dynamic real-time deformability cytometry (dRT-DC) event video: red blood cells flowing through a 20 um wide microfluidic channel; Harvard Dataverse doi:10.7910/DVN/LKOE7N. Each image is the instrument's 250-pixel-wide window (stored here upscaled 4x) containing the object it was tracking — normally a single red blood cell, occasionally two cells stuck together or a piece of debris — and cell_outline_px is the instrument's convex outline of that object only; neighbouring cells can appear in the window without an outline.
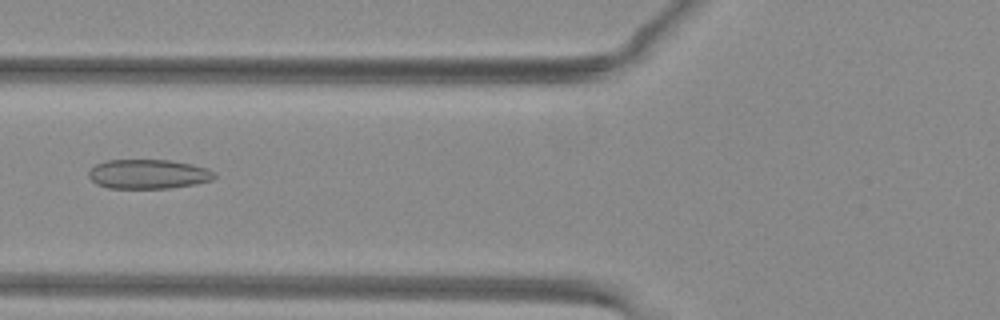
{"species": "common noctule bat (a hibernating species)", "species_latin": "Nyctalus noctula", "temperature_condition": "warm", "stored_images_in_passage": 50, "camera_frame_rate_fps": 3000, "um_per_image_px": 0.085, "animal": {"sex": "female", "body_mass_g": 29.2, "forearm_length_mm": 56.3}, "frame": {"image": 1, "passage_image": 19, "time_ms": 6.0, "image_size_px": [1000, 320], "cell_outline_px": [[216, 176], [212, 180], [196, 184], [168, 188], [108, 188], [96, 184], [88, 176], [88, 172], [96, 164], [104, 160], [172, 160], [192, 164], [208, 168], [216, 172]], "centroid_in_image_um": [12.62, 14.79], "position_along_channel_um": 113.2, "area_um2": 21.73}}
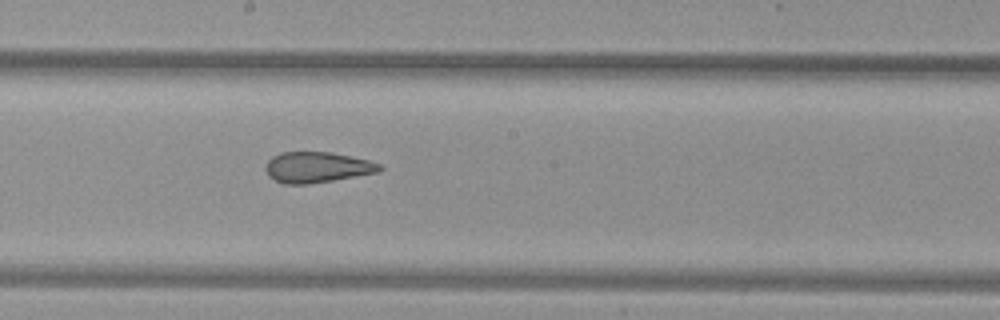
{"frame": {"image": 2, "passage_image": 27, "time_ms": 8.667, "image_size_px": [1000, 320], "cell_outline_px": [[384, 168], [380, 172], [308, 184], [284, 184], [268, 176], [264, 168], [268, 160], [272, 156], [280, 152], [332, 152], [368, 160], [380, 164]], "centroid_in_image_um": [26.94, 14.21], "position_along_channel_um": 221.3, "area_um2": 20.46}}
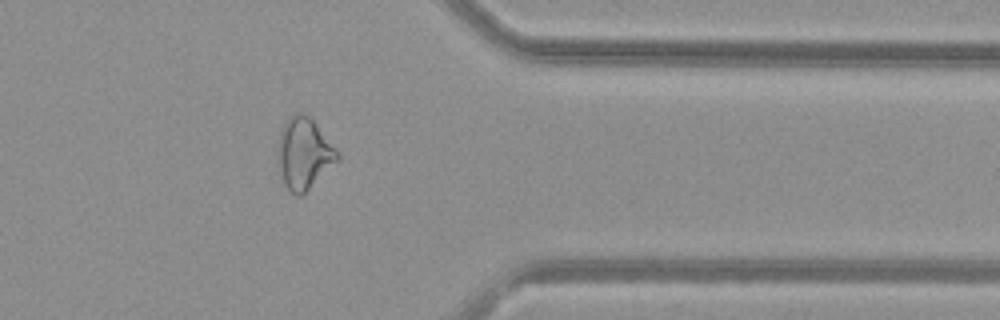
{"frame": {"image": 3, "passage_image": 40, "time_ms": 13.0, "image_size_px": [1000, 320], "cell_outline_px": [[340, 156], [300, 196], [296, 196], [284, 184], [276, 172], [276, 144], [280, 132], [284, 124], [292, 112], [308, 112], [340, 152]], "centroid_in_image_um": [25.76, 12.97], "position_along_channel_um": 385.6, "area_um2": 25.32}, "authors_computed_cell_mechanics": {"area_um2": 25.3164, "velocity_mm_per_s": 4.0433, "shape_relaxation_time_tau1_ms": null, "shape_relaxation_time_tau2_ms": 1.8431, "deformation_change_tau1": null, "deformation_change_tau2": 0.0985}}